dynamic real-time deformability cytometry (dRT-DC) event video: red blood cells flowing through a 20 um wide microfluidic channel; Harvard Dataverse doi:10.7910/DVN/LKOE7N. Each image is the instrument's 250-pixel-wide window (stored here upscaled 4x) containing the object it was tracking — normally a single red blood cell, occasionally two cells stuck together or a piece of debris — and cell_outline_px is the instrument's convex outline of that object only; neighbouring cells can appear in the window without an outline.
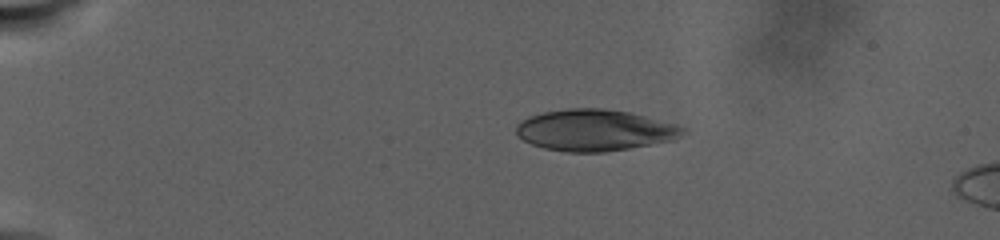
{"species": "human", "species_latin": "Homo sapiens", "temperature_condition": "warm", "stored_images_in_passage": 67, "camera_frame_rate_fps": 3000, "um_per_image_px": 0.085, "donor": {"sex": "male"}, "frame": {"image": 1, "passage_image": 1, "time_ms": 0.0, "image_size_px": [1000, 240], "cell_outline_px": [[688, 132], [676, 140], [604, 152], [564, 152], [544, 148], [532, 144], [524, 140], [516, 132], [516, 124], [528, 116], [544, 112], [568, 108], [600, 108], [628, 112], [676, 124], [684, 128]], "centroid_in_image_um": [50.57, 11.07], "position_along_channel_um": 34.4, "area_um2": 40.23}}
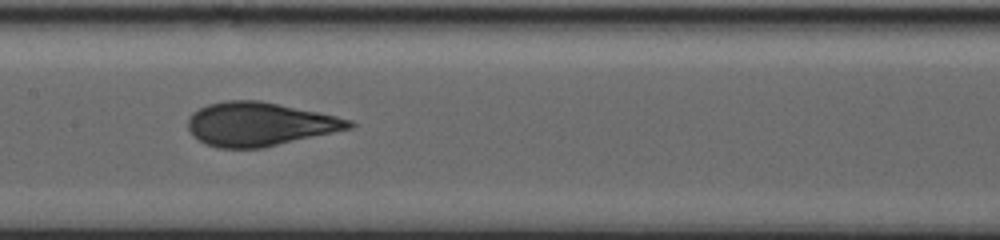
{"frame": {"image": 2, "passage_image": 32, "time_ms": 9.667, "image_size_px": [1000, 240], "cell_outline_px": [[356, 124], [352, 128], [264, 148], [220, 148], [204, 144], [192, 136], [188, 128], [188, 120], [192, 112], [208, 104], [224, 100], [260, 100], [336, 116], [352, 120]], "centroid_in_image_um": [22.04, 10.56], "position_along_channel_um": 185.4, "area_um2": 41.15}}
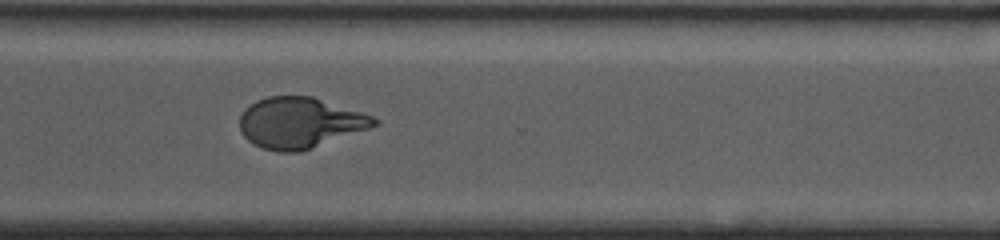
{"frame": {"image": 3, "passage_image": 66, "time_ms": 16.333, "image_size_px": [1000, 240], "cell_outline_px": [[380, 120], [376, 124], [368, 128], [300, 152], [276, 152], [252, 144], [244, 136], [240, 128], [240, 116], [244, 108], [256, 100], [268, 96], [312, 96], [372, 116]], "centroid_in_image_um": [25.43, 10.43], "position_along_channel_um": 345.2, "area_um2": 39.48}}